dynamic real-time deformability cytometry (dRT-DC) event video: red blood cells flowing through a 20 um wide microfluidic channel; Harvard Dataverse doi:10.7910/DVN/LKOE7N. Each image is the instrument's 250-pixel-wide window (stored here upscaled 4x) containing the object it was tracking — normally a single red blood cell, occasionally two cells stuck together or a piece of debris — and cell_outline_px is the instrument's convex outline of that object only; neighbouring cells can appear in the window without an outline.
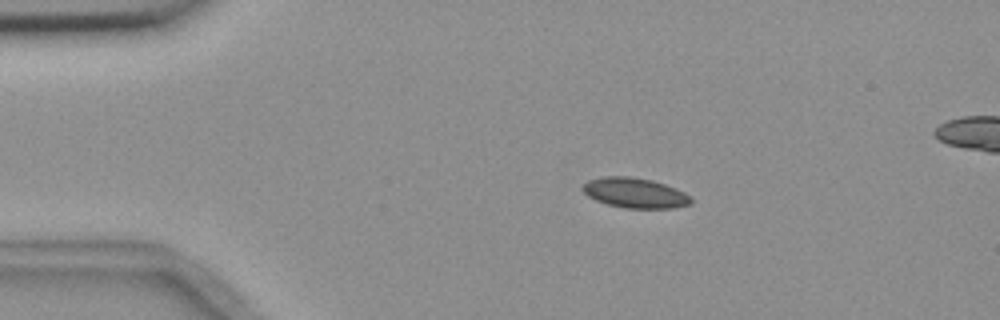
{"species": "common noctule bat (a hibernating species)", "species_latin": "Nyctalus noctula", "temperature_condition": "room temperature", "stored_images_in_passage": 8, "camera_frame_rate_fps": 3000, "um_per_image_px": 0.085, "animal": {"sex": "female", "body_mass_g": 18.4}, "frame": {"image": 1, "passage_image": 2, "time_ms": 2.0, "image_size_px": [1000, 320], "cell_outline_px": [[692, 204], [672, 208], [624, 208], [608, 204], [596, 200], [588, 196], [580, 188], [588, 180], [604, 176], [628, 176], [652, 180], [676, 188], [692, 196]], "centroid_in_image_um": [53.98, 16.39], "position_along_channel_um": 31.0, "area_um2": 19.07}}
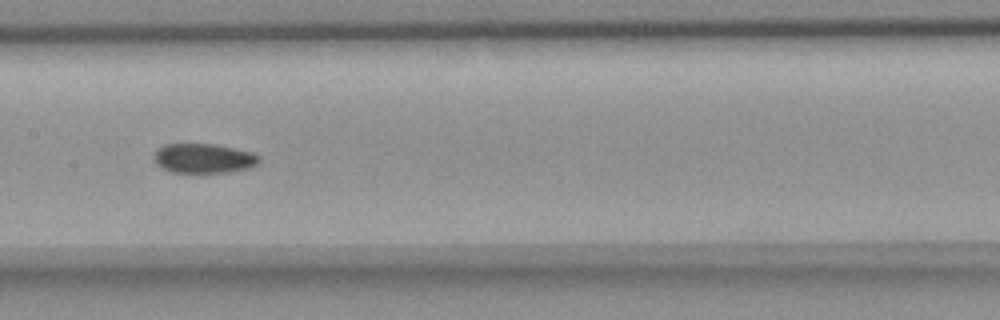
{"frame": {"image": 2, "passage_image": 7, "time_ms": 7.667, "image_size_px": [1000, 320], "cell_outline_px": [[260, 160], [256, 164], [248, 168], [200, 176], [172, 172], [160, 168], [152, 160], [152, 156], [156, 148], [164, 144], [216, 144], [252, 152], [260, 156]], "centroid_in_image_um": [17.22, 13.5], "position_along_channel_um": 190.2, "area_um2": 19.02}}
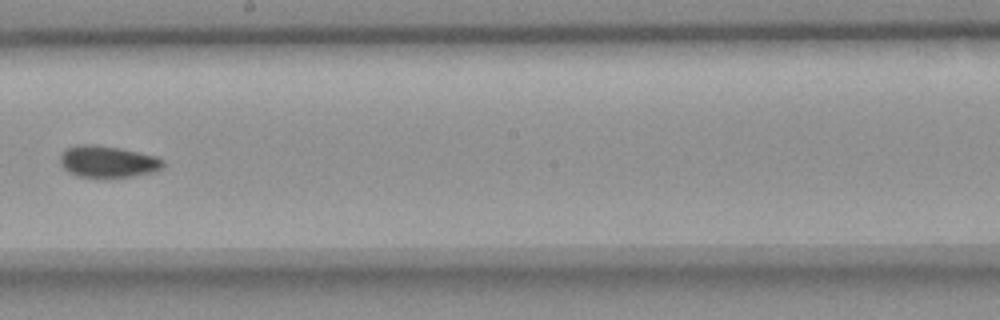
{"frame": {"image": 3, "passage_image": 8, "time_ms": 9.0, "image_size_px": [1000, 320], "cell_outline_px": [[164, 164], [156, 172], [132, 176], [76, 176], [68, 172], [60, 164], [60, 152], [64, 148], [76, 144], [96, 144], [120, 148], [156, 156], [164, 160]], "centroid_in_image_um": [9.12, 13.71], "position_along_channel_um": 239.1, "area_um2": 19.07}}